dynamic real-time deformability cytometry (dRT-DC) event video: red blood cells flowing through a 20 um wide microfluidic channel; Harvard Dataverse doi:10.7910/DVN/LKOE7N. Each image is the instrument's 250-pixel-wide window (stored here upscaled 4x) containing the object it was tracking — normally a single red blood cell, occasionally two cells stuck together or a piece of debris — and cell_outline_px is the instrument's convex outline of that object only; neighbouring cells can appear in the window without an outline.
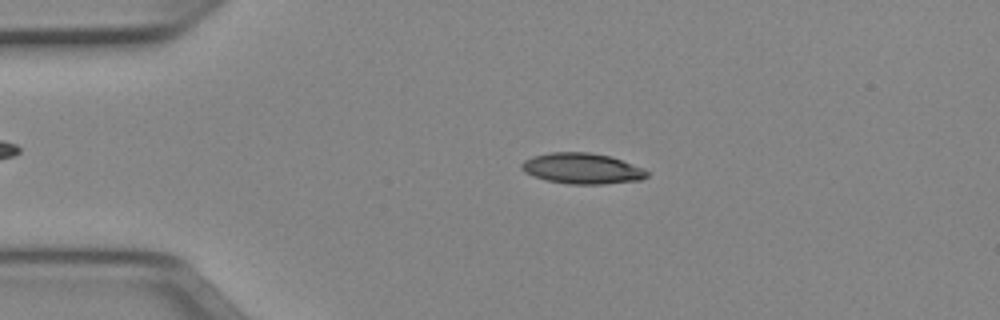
{"species": "Egyptian fruit bat (a non-hibernating species)", "species_latin": "Rousettus aegyptiacus", "temperature_condition": "cold", "stored_images_in_passage": 50, "camera_frame_rate_fps": 3000, "um_per_image_px": 0.085, "animal": {"sex": "female"}, "frame": {"image": 1, "passage_image": 10, "time_ms": 3.0, "image_size_px": [1000, 320], "cell_outline_px": [[648, 176], [640, 180], [604, 184], [568, 184], [548, 180], [532, 176], [524, 172], [520, 168], [520, 164], [524, 160], [532, 156], [552, 152], [588, 152], [608, 156], [644, 168], [648, 172]], "centroid_in_image_um": [49.44, 14.32], "position_along_channel_um": 35.6, "area_um2": 22.43}}
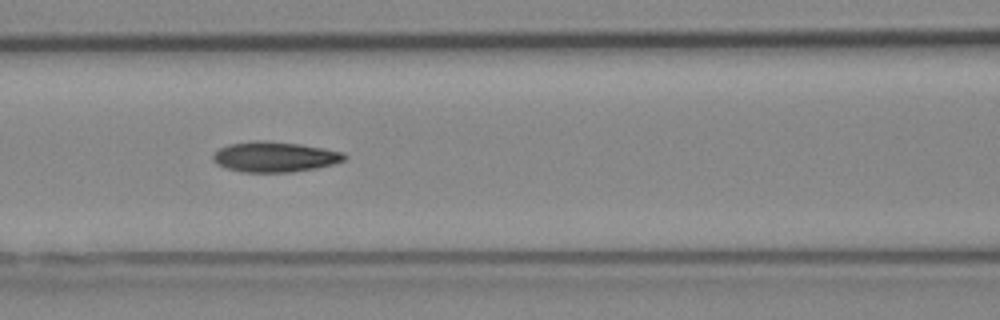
{"frame": {"image": 2, "passage_image": 21, "time_ms": 6.667, "image_size_px": [1000, 320], "cell_outline_px": [[348, 156], [344, 160], [332, 164], [316, 168], [292, 172], [244, 172], [228, 168], [216, 164], [212, 160], [212, 156], [220, 148], [228, 144], [256, 140], [264, 140], [300, 144], [324, 148], [344, 152]], "centroid_in_image_um": [23.36, 13.32], "position_along_channel_um": 143.2, "area_um2": 23.24}}
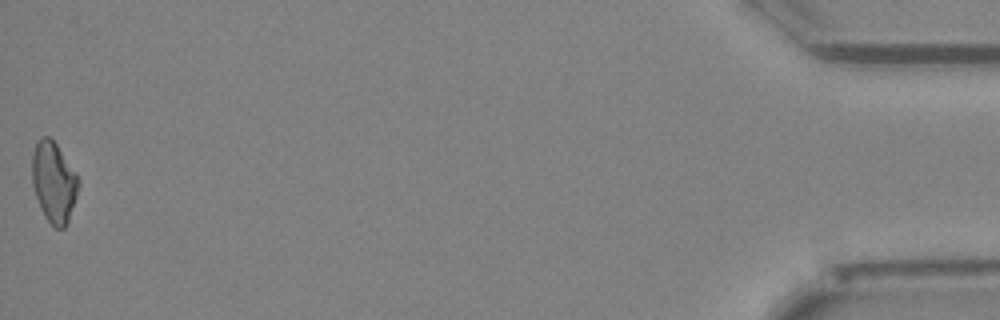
{"frame": {"image": 3, "passage_image": 50, "time_ms": 16.333, "image_size_px": [1000, 320], "cell_outline_px": [[80, 184], [68, 220], [64, 228], [56, 228], [44, 216], [40, 208], [32, 184], [32, 156], [36, 144], [40, 136], [48, 136], [56, 144], [80, 180]], "centroid_in_image_um": [4.56, 15.48], "position_along_channel_um": 430.6, "area_um2": 21.44}, "authors_computed_cell_mechanics": {"area_um2": 22.1952, "velocity_mm_per_s": 3.9659, "shape_relaxation_time_tau1_ms": 6.6325, "shape_relaxation_time_tau2_ms": 4.88, "deformation_change_tau1": 0.1527, "deformation_change_tau2": 0.1227}}